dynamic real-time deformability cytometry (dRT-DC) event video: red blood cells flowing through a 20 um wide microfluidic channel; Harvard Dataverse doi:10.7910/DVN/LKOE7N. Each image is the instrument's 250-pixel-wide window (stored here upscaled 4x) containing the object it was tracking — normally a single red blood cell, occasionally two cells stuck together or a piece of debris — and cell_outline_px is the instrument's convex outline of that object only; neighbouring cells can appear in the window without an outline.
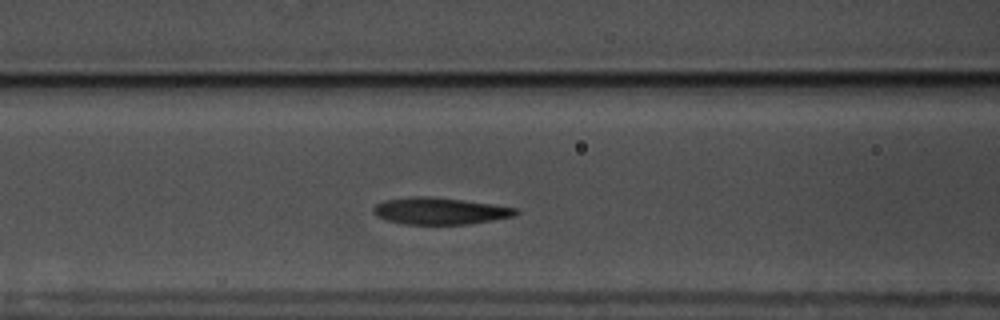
{"species": "common noctule bat (a hibernating species)", "species_latin": "Nyctalus noctula", "temperature_condition": "warm", "stored_images_in_passage": 47, "camera_frame_rate_fps": 3000, "um_per_image_px": 0.085, "animal": {"sex": "male", "body_mass_g": 17.5, "forearm_length_mm": 52.3}, "frame": {"image": 1, "passage_image": 20, "time_ms": 6.333, "image_size_px": [1000, 320], "cell_outline_px": [[520, 212], [516, 216], [468, 224], [404, 224], [384, 220], [376, 216], [372, 212], [372, 208], [376, 204], [384, 200], [408, 196], [432, 196], [464, 200], [492, 204], [516, 208]], "centroid_in_image_um": [37.35, 17.92], "position_along_channel_um": 129.2, "area_um2": 22.54}}
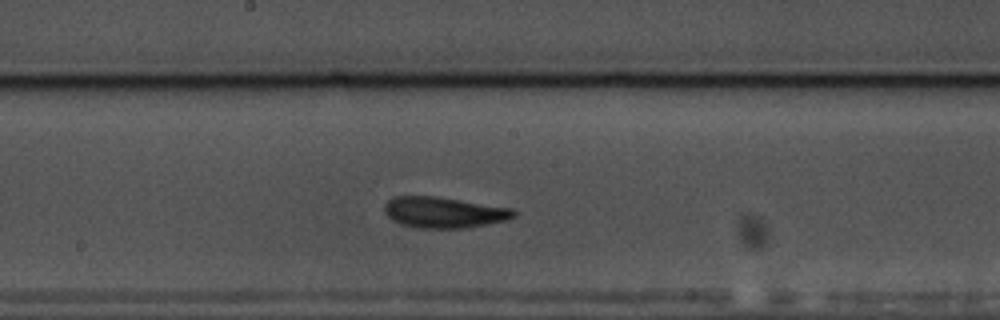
{"frame": {"image": 2, "passage_image": 27, "time_ms": 8.667, "image_size_px": [1000, 320], "cell_outline_px": [[516, 216], [508, 220], [464, 228], [420, 228], [400, 224], [392, 220], [384, 212], [384, 204], [392, 196], [436, 196], [512, 208], [516, 212]], "centroid_in_image_um": [37.71, 18.05], "position_along_channel_um": 210.5, "area_um2": 23.41}}
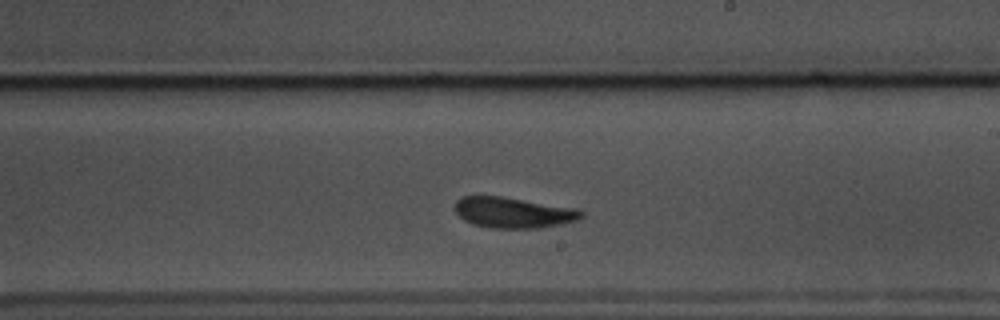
{"frame": {"image": 3, "passage_image": 30, "time_ms": 9.667, "image_size_px": [1000, 320], "cell_outline_px": [[584, 216], [576, 220], [560, 224], [536, 228], [492, 228], [476, 224], [464, 220], [452, 208], [456, 200], [460, 196], [504, 196], [580, 208], [584, 212]], "centroid_in_image_um": [43.65, 18.04], "position_along_channel_um": 245.4, "area_um2": 22.95}, "authors_computed_cell_mechanics": {"area_um2": 22.3686, "velocity_mm_per_s": 3.5059, "shape_relaxation_time_tau1_ms": 2.7473, "shape_relaxation_time_tau2_ms": 2.2438, "deformation_change_tau1": 0.1298, "deformation_change_tau2": 0.0987}}